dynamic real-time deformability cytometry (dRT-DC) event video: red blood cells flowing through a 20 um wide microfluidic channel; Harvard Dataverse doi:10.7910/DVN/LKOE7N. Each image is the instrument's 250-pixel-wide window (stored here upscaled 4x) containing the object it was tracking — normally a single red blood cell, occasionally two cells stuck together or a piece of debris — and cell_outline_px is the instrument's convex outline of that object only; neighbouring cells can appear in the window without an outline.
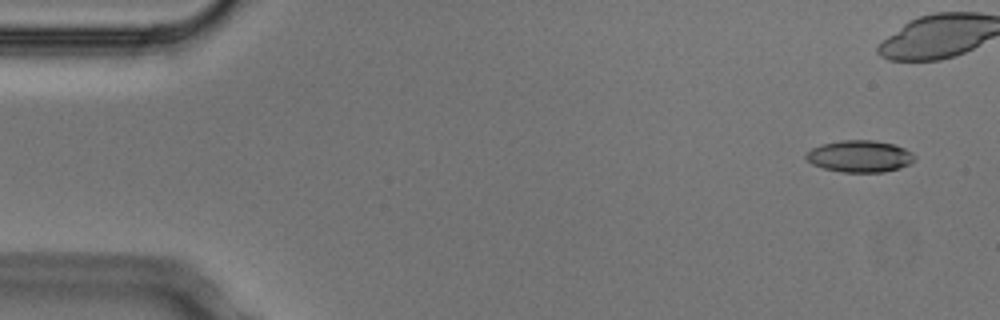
{"species": "Egyptian fruit bat (a non-hibernating species)", "species_latin": "Rousettus aegyptiacus", "temperature_condition": "cold", "stored_images_in_passage": 7, "camera_frame_rate_fps": 3000, "um_per_image_px": 0.085, "animal": {"sex": "male"}, "frame": {"image": 1, "passage_image": 1, "time_ms": 0.0, "image_size_px": [1000, 320], "cell_outline_px": [[916, 156], [908, 164], [900, 168], [884, 172], [840, 172], [824, 168], [812, 164], [804, 156], [812, 148], [820, 144], [840, 140], [872, 140], [892, 144], [904, 148], [912, 152]], "centroid_in_image_um": [73.06, 13.28], "position_along_channel_um": 11.9, "area_um2": 20.06}}